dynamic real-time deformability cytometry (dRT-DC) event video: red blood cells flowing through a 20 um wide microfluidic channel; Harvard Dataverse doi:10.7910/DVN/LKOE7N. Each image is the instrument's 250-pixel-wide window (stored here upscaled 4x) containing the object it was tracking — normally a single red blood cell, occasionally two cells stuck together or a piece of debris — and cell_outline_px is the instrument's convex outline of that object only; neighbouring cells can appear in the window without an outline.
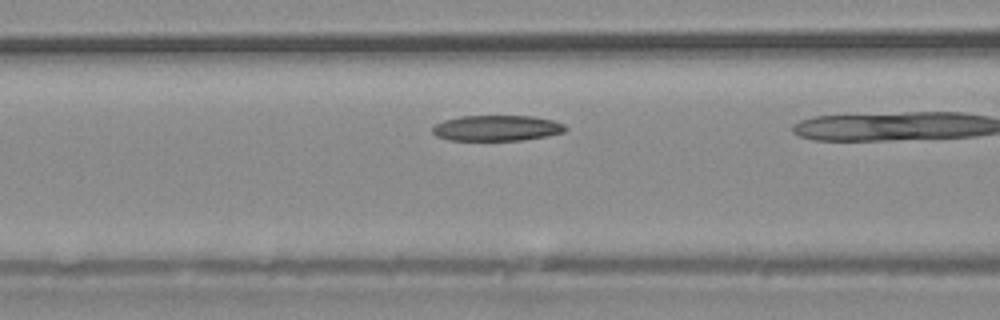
{"species": "common noctule bat (a hibernating species)", "species_latin": "Nyctalus noctula", "temperature_condition": "warm", "stored_images_in_passage": 7, "camera_frame_rate_fps": 3000, "um_per_image_px": 0.085, "animal": {"sex": "male", "body_mass_g": 20.4}, "frame": {"image": 1, "passage_image": 4, "time_ms": 1.0, "image_size_px": [1000, 320], "cell_outline_px": [[568, 128], [564, 132], [548, 136], [524, 140], [448, 140], [436, 136], [432, 132], [432, 128], [436, 124], [444, 120], [460, 116], [532, 116], [552, 120], [564, 124]], "centroid_in_image_um": [42.24, 10.89], "position_along_channel_um": 124.4, "area_um2": 19.94}}
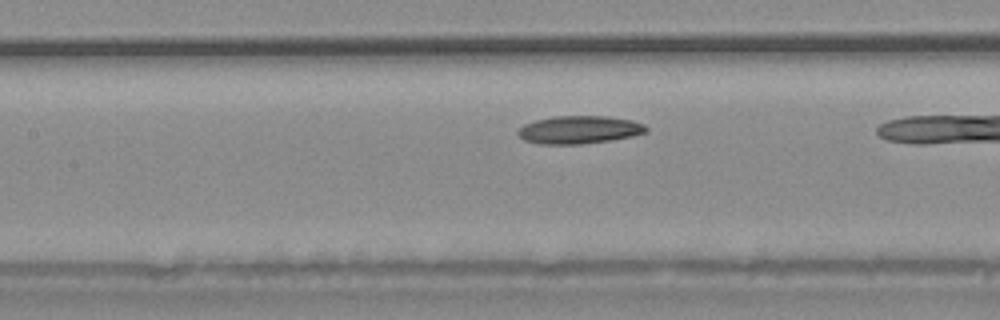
{"frame": {"image": 2, "passage_image": 6, "time_ms": 1.667, "image_size_px": [1000, 320], "cell_outline_px": [[648, 132], [632, 136], [608, 140], [580, 144], [540, 144], [524, 140], [516, 132], [524, 124], [536, 120], [552, 116], [608, 116], [632, 120], [644, 124], [648, 128]], "centroid_in_image_um": [49.24, 11.02], "position_along_channel_um": 158.2, "area_um2": 20.81}}